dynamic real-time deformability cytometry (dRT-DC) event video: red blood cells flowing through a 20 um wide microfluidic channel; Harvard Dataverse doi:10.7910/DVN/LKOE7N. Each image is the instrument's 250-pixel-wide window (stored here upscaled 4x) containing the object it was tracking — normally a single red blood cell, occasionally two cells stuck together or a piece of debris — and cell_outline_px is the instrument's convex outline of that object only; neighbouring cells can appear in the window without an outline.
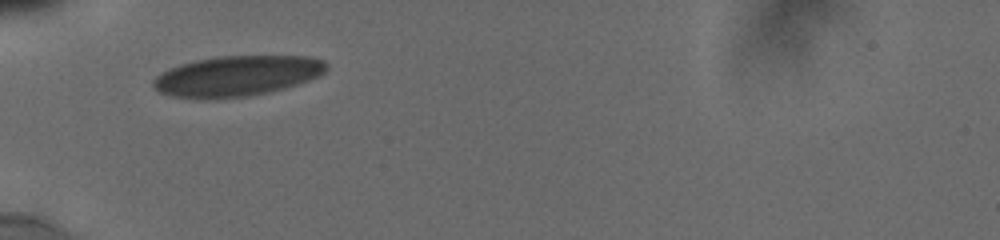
{"species": "human", "species_latin": "Homo sapiens", "temperature_condition": "cold", "stored_images_in_passage": 2, "camera_frame_rate_fps": 3000, "um_per_image_px": 0.085, "donor": {"sex": "male"}, "frame": {"image": 1, "passage_image": 1, "time_ms": 0.0, "image_size_px": [1000, 240], "cell_outline_px": [[328, 68], [320, 76], [284, 88], [268, 92], [248, 96], [172, 96], [160, 92], [152, 88], [152, 80], [156, 76], [168, 68], [180, 64], [196, 60], [216, 56], [308, 56], [324, 60], [328, 64]], "centroid_in_image_um": [20.18, 6.41], "position_along_channel_um": 64.8, "area_um2": 40.06}}